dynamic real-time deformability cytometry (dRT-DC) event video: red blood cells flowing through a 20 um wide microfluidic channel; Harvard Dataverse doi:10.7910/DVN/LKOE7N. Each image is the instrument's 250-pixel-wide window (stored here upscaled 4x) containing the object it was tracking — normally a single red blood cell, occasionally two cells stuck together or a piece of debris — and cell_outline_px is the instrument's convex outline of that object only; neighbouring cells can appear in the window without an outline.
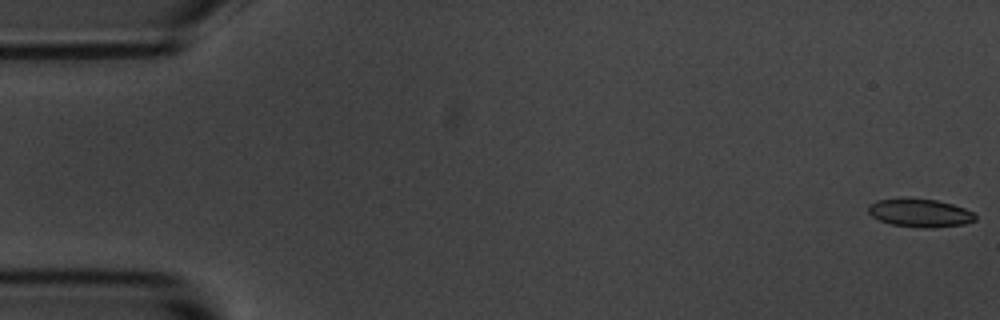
{"species": "common noctule bat (a hibernating species)", "species_latin": "Nyctalus noctula", "temperature_condition": "room temperature", "stored_images_in_passage": 11, "camera_frame_rate_fps": 3000, "um_per_image_px": 0.085, "animal": {"sex": "male", "body_mass_g": 20.1, "forearm_length_mm": 53.5}, "frame": {"image": 1, "passage_image": 1, "time_ms": 0.0, "image_size_px": [1000, 320], "cell_outline_px": [[976, 220], [964, 224], [932, 228], [924, 228], [892, 224], [880, 220], [872, 216], [868, 212], [868, 204], [876, 200], [936, 200], [952, 204], [964, 208], [972, 212], [976, 216]], "centroid_in_image_um": [78.22, 18.13], "position_along_channel_um": 6.8, "area_um2": 17.05}}
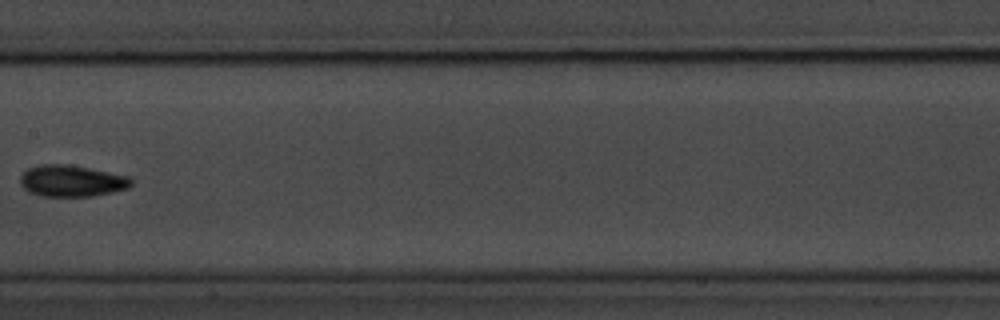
{"frame": {"image": 2, "passage_image": 10, "time_ms": 11.333, "image_size_px": [1000, 320], "cell_outline_px": [[132, 184], [128, 188], [112, 192], [92, 196], [40, 196], [28, 192], [20, 184], [20, 176], [28, 168], [40, 164], [68, 164], [128, 176], [132, 180]], "centroid_in_image_um": [6.06, 15.38], "position_along_channel_um": 201.3, "area_um2": 20.35}}
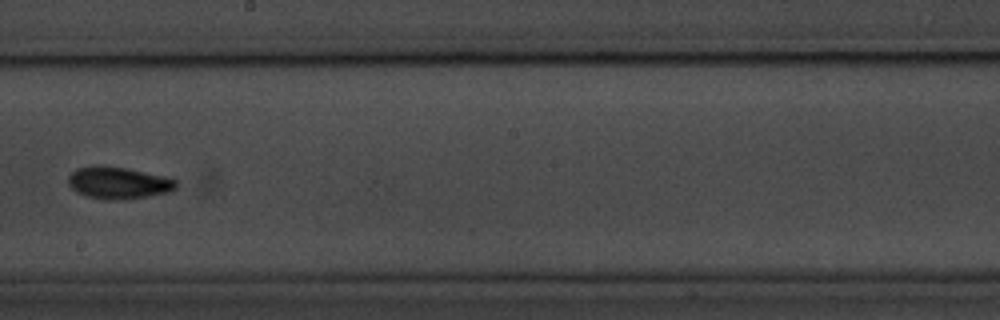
{"frame": {"image": 3, "passage_image": 11, "time_ms": 12.333, "image_size_px": [1000, 320], "cell_outline_px": [[176, 188], [168, 192], [148, 196], [124, 200], [104, 200], [84, 196], [76, 192], [68, 184], [68, 176], [76, 168], [124, 168], [168, 176], [176, 180]], "centroid_in_image_um": [10.09, 15.59], "position_along_channel_um": 238.1, "area_um2": 19.77}}